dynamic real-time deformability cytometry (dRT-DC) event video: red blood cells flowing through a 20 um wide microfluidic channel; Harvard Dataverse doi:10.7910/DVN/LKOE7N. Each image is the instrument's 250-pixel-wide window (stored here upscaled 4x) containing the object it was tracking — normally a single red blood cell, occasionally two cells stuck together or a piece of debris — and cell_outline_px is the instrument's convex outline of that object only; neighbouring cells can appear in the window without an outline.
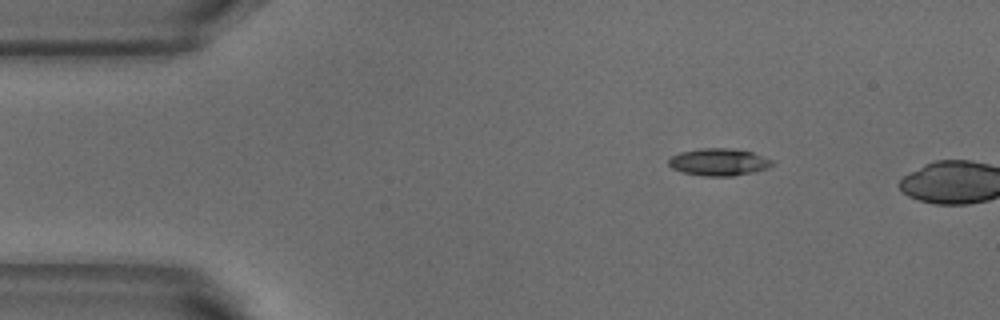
{"species": "common noctule bat (a hibernating species)", "species_latin": "Nyctalus noctula", "temperature_condition": "warm", "stored_images_in_passage": 9, "camera_frame_rate_fps": 3000, "um_per_image_px": 0.085, "animal": {"sex": "male", "body_mass_g": 18.8}, "frame": {"image": 1, "passage_image": 7, "time_ms": 2.0, "image_size_px": [1000, 320], "cell_outline_px": [[776, 164], [768, 168], [756, 172], [732, 176], [704, 176], [684, 172], [672, 168], [668, 164], [668, 160], [672, 156], [680, 152], [700, 148], [728, 148], [752, 152], [772, 160]], "centroid_in_image_um": [61.13, 13.78], "position_along_channel_um": 23.9, "area_um2": 16.47}}